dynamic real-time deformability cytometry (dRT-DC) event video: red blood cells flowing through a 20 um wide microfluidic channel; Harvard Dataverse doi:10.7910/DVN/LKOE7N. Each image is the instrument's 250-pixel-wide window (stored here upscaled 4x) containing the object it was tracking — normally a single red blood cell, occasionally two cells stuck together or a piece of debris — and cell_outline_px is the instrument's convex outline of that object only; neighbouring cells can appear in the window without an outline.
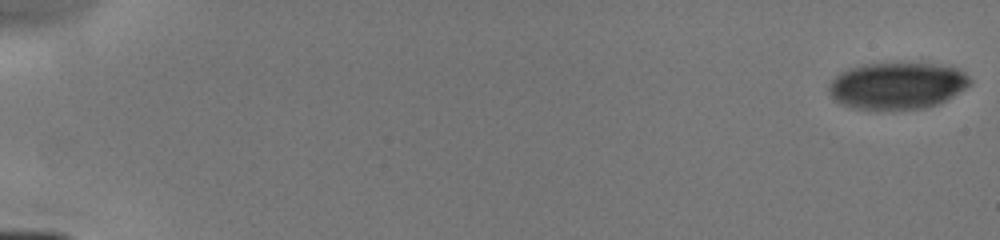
{"species": "human", "species_latin": "Homo sapiens", "temperature_condition": "cold", "stored_images_in_passage": 13, "camera_frame_rate_fps": 3000, "um_per_image_px": 0.085, "donor": {"sex": "male"}, "frame": {"image": 1, "passage_image": 1, "time_ms": 0.0, "image_size_px": [1000, 240], "cell_outline_px": [[972, 84], [940, 104], [924, 108], [852, 108], [840, 104], [828, 92], [828, 88], [832, 80], [840, 72], [848, 68], [864, 64], [932, 64], [956, 68], [964, 72], [972, 80]], "centroid_in_image_um": [76.27, 7.28], "position_along_channel_um": 8.7, "area_um2": 38.03}}
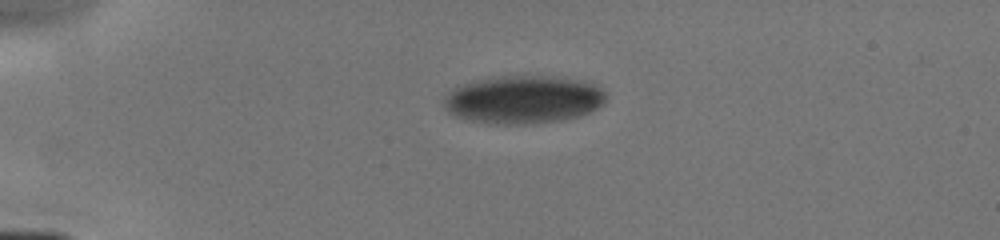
{"frame": {"image": 2, "passage_image": 9, "time_ms": 4.0, "image_size_px": [1000, 240], "cell_outline_px": [[604, 104], [588, 112], [576, 116], [560, 120], [524, 124], [496, 124], [472, 120], [456, 116], [448, 112], [444, 108], [444, 100], [452, 88], [464, 84], [480, 80], [504, 76], [540, 76], [572, 80], [596, 84], [604, 92]], "centroid_in_image_um": [44.45, 8.47], "position_along_channel_um": 40.5, "area_um2": 44.39}}
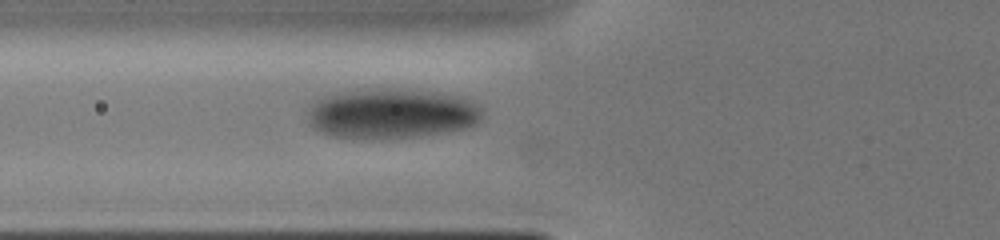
{"frame": {"image": 3, "passage_image": 13, "time_ms": 6.333, "image_size_px": [1000, 240], "cell_outline_px": [[484, 112], [480, 120], [476, 124], [464, 128], [420, 136], [332, 136], [320, 132], [308, 120], [308, 112], [312, 104], [316, 100], [324, 96], [336, 92], [368, 88], [384, 88], [436, 92], [460, 96], [472, 100], [484, 108]], "centroid_in_image_um": [33.33, 9.6], "position_along_channel_um": 92.5, "area_um2": 50.29}}